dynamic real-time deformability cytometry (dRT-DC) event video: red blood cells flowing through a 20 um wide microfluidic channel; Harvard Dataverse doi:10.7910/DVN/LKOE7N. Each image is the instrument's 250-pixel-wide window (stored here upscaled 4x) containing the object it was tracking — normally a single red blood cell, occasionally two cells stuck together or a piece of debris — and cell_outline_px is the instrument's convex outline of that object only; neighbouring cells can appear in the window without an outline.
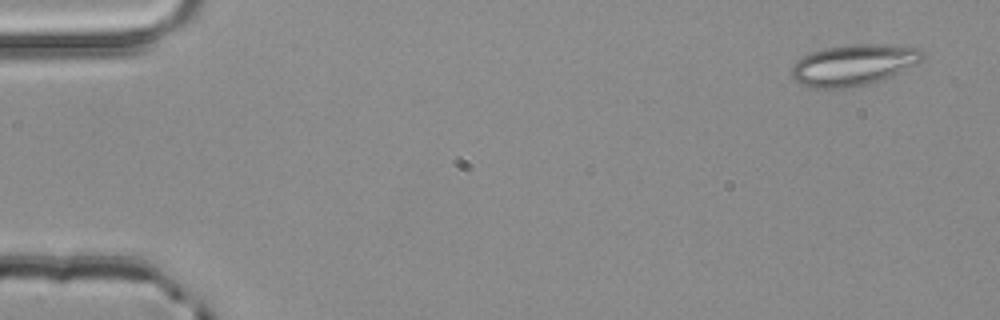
{"species": "common noctule bat (a hibernating species)", "species_latin": "Nyctalus noctula", "temperature_condition": "room temperature", "stored_images_in_passage": 2, "camera_frame_rate_fps": 3000, "um_per_image_px": 0.085, "animal": {"sex": "male", "body_mass_g": 20.4}, "frame": {"image": 1, "passage_image": 2, "time_ms": 0.333, "image_size_px": [1000, 320], "cell_outline_px": [[924, 60], [916, 64], [880, 80], [864, 84], [840, 88], [808, 88], [792, 80], [792, 68], [804, 56], [812, 52], [824, 48], [856, 44], [876, 44], [920, 48], [924, 56]], "centroid_in_image_um": [72.54, 5.52], "position_along_channel_um": 12.5, "area_um2": 30.81}}